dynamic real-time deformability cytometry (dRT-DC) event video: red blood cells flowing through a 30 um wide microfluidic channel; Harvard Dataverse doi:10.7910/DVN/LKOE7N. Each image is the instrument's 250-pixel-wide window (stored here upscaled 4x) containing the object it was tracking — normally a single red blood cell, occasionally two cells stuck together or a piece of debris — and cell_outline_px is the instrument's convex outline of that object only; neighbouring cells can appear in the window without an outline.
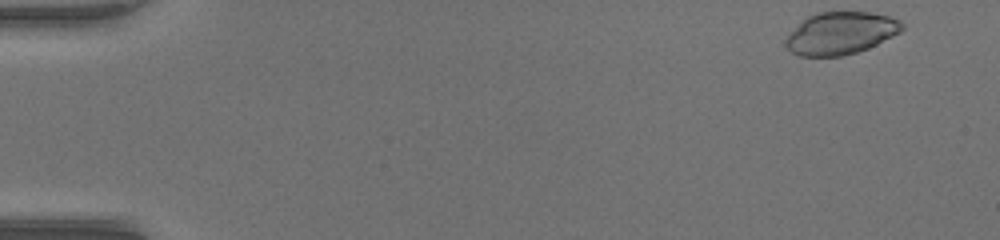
{"species": "common noctule bat (a hibernating species)", "species_latin": "Nyctalus noctula", "temperature_condition": "warm", "stored_images_in_passage": 49, "camera_frame_rate_fps": 3000, "um_per_image_px": 0.085, "animal": {"sex": "female", "body_mass_g": 17.0, "forearm_length_mm": 48.0}, "frame": {"image": 1, "passage_image": 1, "time_ms": 0.0, "image_size_px": [1000, 240], "cell_outline_px": [[904, 28], [900, 32], [868, 48], [856, 52], [840, 56], [800, 56], [792, 52], [784, 44], [784, 40], [808, 16], [816, 12], [868, 12], [888, 16], [900, 20], [904, 24]], "centroid_in_image_um": [71.47, 2.82], "position_along_channel_um": 13.5, "area_um2": 28.38}}
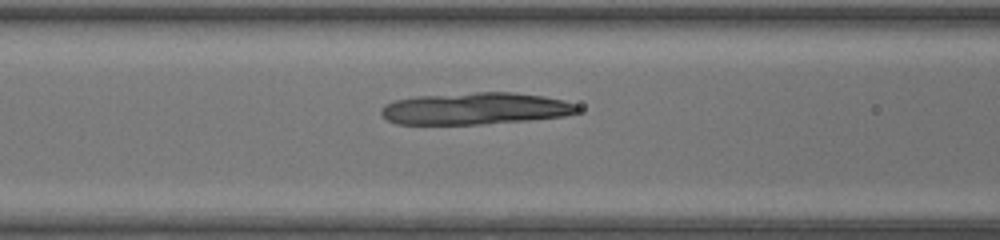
{"frame": {"image": 2, "passage_image": 20, "time_ms": 6.333, "image_size_px": [1000, 240], "cell_outline_px": [[580, 112], [564, 116], [528, 120], [480, 124], [396, 124], [388, 120], [380, 112], [380, 108], [384, 104], [396, 100], [416, 96], [476, 92], [512, 92], [544, 96], [564, 100], [576, 104], [580, 108]], "centroid_in_image_um": [40.41, 9.22], "position_along_channel_um": 126.2, "area_um2": 36.65}}
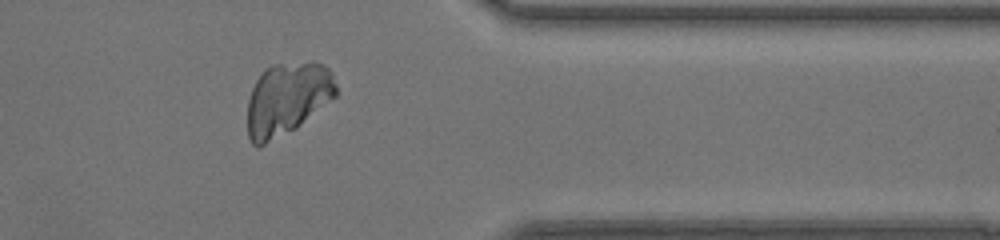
{"frame": {"image": 3, "passage_image": 40, "time_ms": 13.0, "image_size_px": [1000, 240], "cell_outline_px": [[336, 96], [296, 128], [260, 148], [256, 148], [252, 144], [248, 136], [248, 100], [252, 88], [256, 80], [272, 64], [320, 64], [328, 68], [336, 84]], "centroid_in_image_um": [24.38, 8.47], "position_along_channel_um": 387.0, "area_um2": 36.93}}